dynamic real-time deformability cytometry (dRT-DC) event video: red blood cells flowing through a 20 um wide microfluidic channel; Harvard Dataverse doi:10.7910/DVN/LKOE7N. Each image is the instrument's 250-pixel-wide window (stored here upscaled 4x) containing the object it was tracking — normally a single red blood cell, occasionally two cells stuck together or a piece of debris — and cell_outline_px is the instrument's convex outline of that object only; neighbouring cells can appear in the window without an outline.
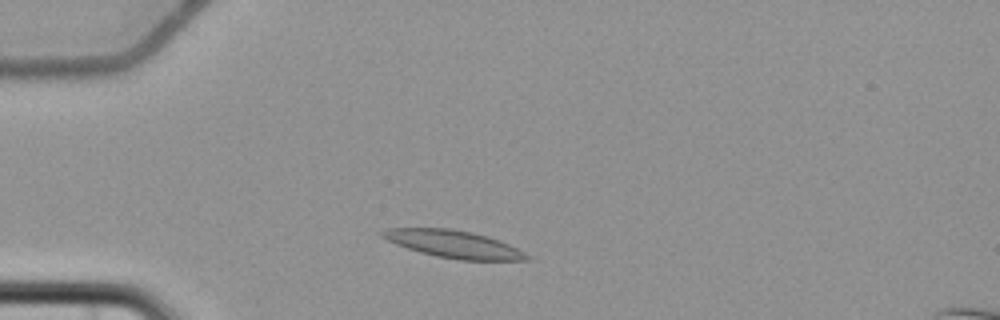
{"species": "common noctule bat (a hibernating species)", "species_latin": "Nyctalus noctula", "temperature_condition": "cold", "stored_images_in_passage": 5, "camera_frame_rate_fps": 3000, "um_per_image_px": 0.085, "animal": {"sex": "female", "body_mass_g": 22.7, "forearm_length_mm": 54.2}, "frame": {"image": 1, "passage_image": 2, "time_ms": 2.0, "image_size_px": [1000, 320], "cell_outline_px": [[532, 260], [460, 260], [436, 256], [420, 252], [396, 244], [380, 236], [380, 232], [388, 228], [452, 228], [472, 232], [488, 236], [500, 240], [524, 252]], "centroid_in_image_um": [38.56, 20.74], "position_along_channel_um": 46.4, "area_um2": 23.0}}
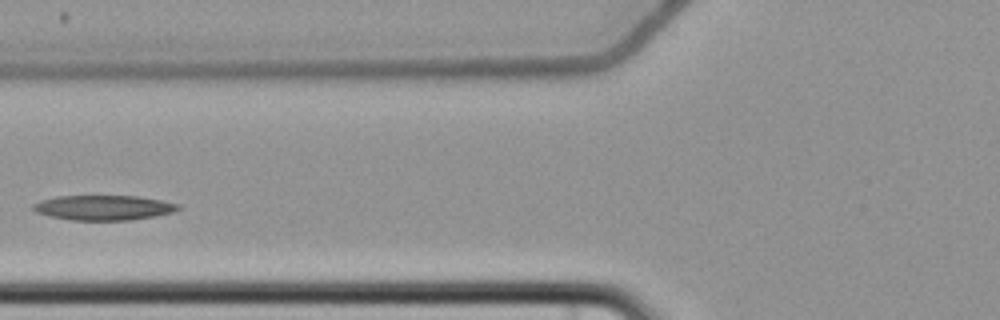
{"frame": {"image": 2, "passage_image": 4, "time_ms": 4.667, "image_size_px": [1000, 320], "cell_outline_px": [[180, 208], [172, 212], [156, 216], [132, 220], [72, 220], [48, 216], [36, 212], [32, 208], [32, 204], [40, 200], [56, 196], [136, 196], [160, 200], [180, 204]], "centroid_in_image_um": [8.78, 17.65], "position_along_channel_um": 117.0, "area_um2": 21.1}}
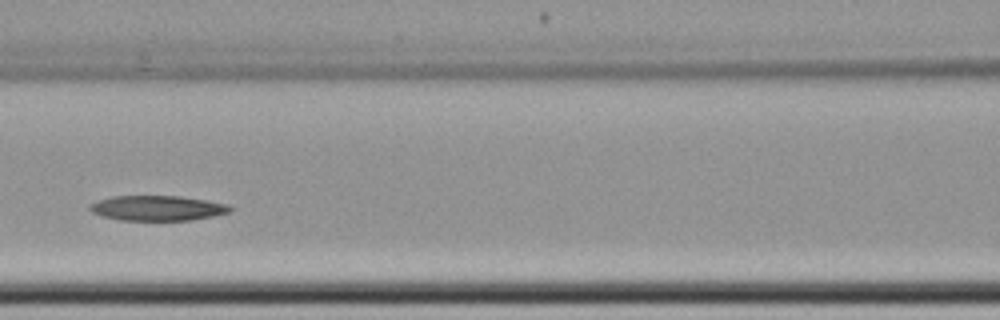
{"frame": {"image": 3, "passage_image": 5, "time_ms": 5.667, "image_size_px": [1000, 320], "cell_outline_px": [[232, 208], [228, 212], [216, 216], [192, 220], [120, 220], [104, 216], [92, 212], [88, 208], [96, 200], [112, 196], [180, 196], [228, 204]], "centroid_in_image_um": [13.38, 17.69], "position_along_channel_um": 153.2, "area_um2": 20.4}}